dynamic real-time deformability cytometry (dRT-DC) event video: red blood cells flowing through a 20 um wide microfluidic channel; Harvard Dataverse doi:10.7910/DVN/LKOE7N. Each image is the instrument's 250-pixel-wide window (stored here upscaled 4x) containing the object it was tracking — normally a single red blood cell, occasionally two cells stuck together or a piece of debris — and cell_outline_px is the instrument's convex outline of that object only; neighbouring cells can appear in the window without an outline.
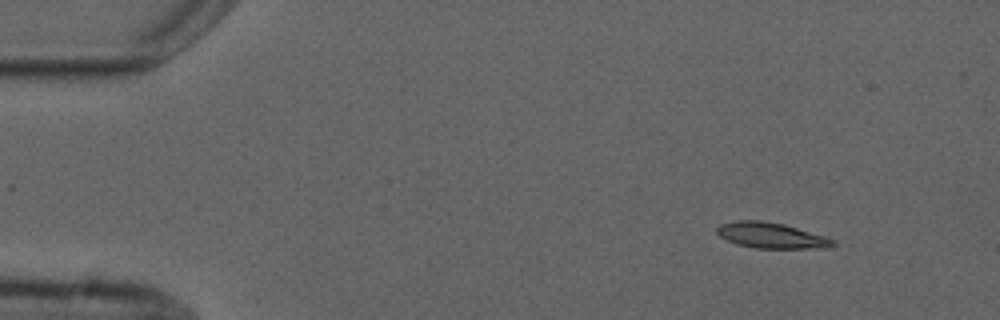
{"species": "common noctule bat (a hibernating species)", "species_latin": "Nyctalus noctula", "temperature_condition": "cold", "stored_images_in_passage": 4, "camera_frame_rate_fps": 3000, "um_per_image_px": 0.085, "animal": {"sex": "male", "forearm_length_mm": 52.5}, "frame": {"image": 1, "passage_image": 1, "time_ms": 0.0, "image_size_px": [1000, 320], "cell_outline_px": [[836, 244], [832, 248], [756, 248], [736, 244], [720, 236], [716, 232], [716, 228], [720, 224], [736, 220], [760, 220], [784, 224], [824, 236], [836, 240]], "centroid_in_image_um": [65.57, 20.01], "position_along_channel_um": 19.4, "area_um2": 17.4}}
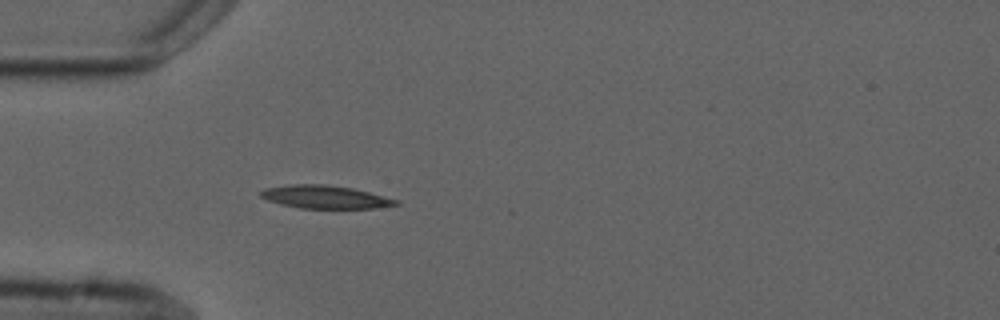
{"frame": {"image": 2, "passage_image": 4, "time_ms": 3.333, "image_size_px": [1000, 320], "cell_outline_px": [[400, 204], [372, 208], [300, 208], [280, 204], [268, 200], [260, 196], [260, 192], [264, 188], [292, 184], [324, 184], [352, 188], [400, 200]], "centroid_in_image_um": [27.62, 16.74], "position_along_channel_um": 57.4, "area_um2": 18.03}}